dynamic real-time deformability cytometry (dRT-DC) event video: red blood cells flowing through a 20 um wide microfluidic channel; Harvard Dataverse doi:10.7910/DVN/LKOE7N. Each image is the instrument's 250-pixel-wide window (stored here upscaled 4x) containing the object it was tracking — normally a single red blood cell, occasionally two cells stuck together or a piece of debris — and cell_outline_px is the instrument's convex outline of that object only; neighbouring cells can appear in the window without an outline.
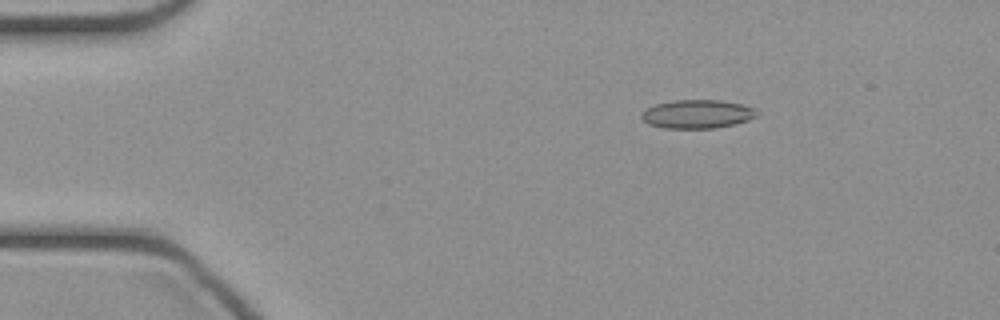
{"species": "common noctule bat (a hibernating species)", "species_latin": "Nyctalus noctula", "temperature_condition": "cold", "stored_images_in_passage": 42, "camera_frame_rate_fps": 3000, "um_per_image_px": 0.085, "animal": {"sex": "female", "body_mass_g": 21.9}, "frame": {"image": 1, "passage_image": 3, "time_ms": 0.667, "image_size_px": [1000, 320], "cell_outline_px": [[756, 116], [748, 120], [736, 124], [716, 128], [664, 128], [648, 124], [640, 116], [648, 108], [656, 104], [676, 100], [720, 100], [740, 104], [756, 108]], "centroid_in_image_um": [59.29, 9.7], "position_along_channel_um": 25.7, "area_um2": 19.07}}
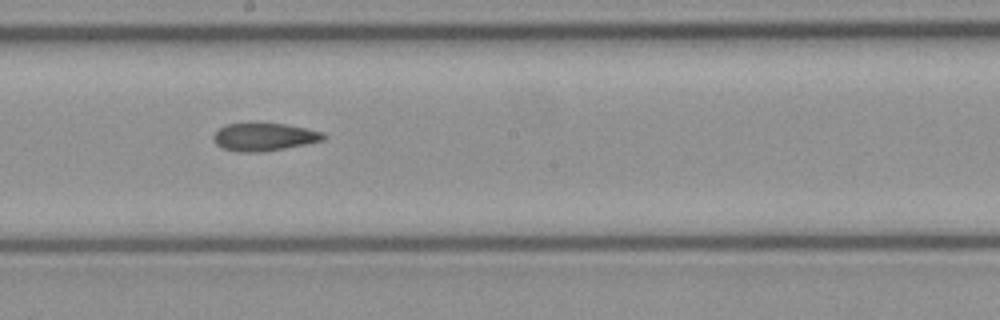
{"frame": {"image": 2, "passage_image": 21, "time_ms": 6.667, "image_size_px": [1000, 320], "cell_outline_px": [[328, 136], [324, 140], [264, 152], [236, 152], [220, 148], [216, 144], [212, 136], [220, 128], [228, 124], [248, 120], [284, 124], [304, 128], [320, 132]], "centroid_in_image_um": [22.38, 11.61], "position_along_channel_um": 225.8, "area_um2": 18.38}}
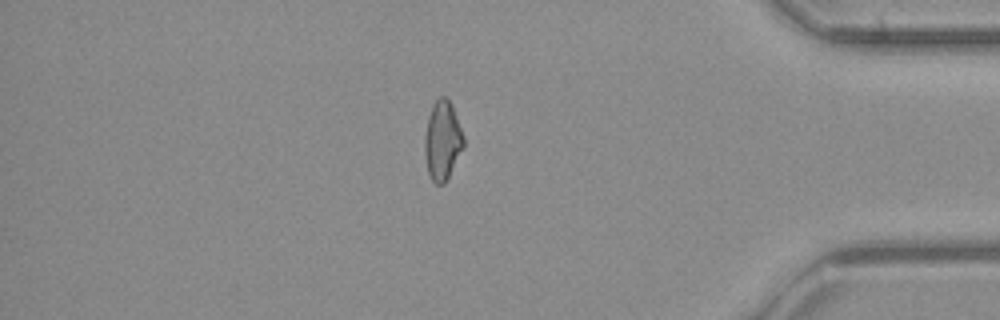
{"frame": {"image": 3, "passage_image": 35, "time_ms": 11.333, "image_size_px": [1000, 320], "cell_outline_px": [[464, 148], [444, 184], [436, 184], [432, 180], [428, 172], [424, 152], [424, 136], [428, 116], [432, 104], [440, 96], [444, 96], [448, 100], [456, 116], [464, 136]], "centroid_in_image_um": [37.6, 11.95], "position_along_channel_um": 397.6, "area_um2": 17.92}}